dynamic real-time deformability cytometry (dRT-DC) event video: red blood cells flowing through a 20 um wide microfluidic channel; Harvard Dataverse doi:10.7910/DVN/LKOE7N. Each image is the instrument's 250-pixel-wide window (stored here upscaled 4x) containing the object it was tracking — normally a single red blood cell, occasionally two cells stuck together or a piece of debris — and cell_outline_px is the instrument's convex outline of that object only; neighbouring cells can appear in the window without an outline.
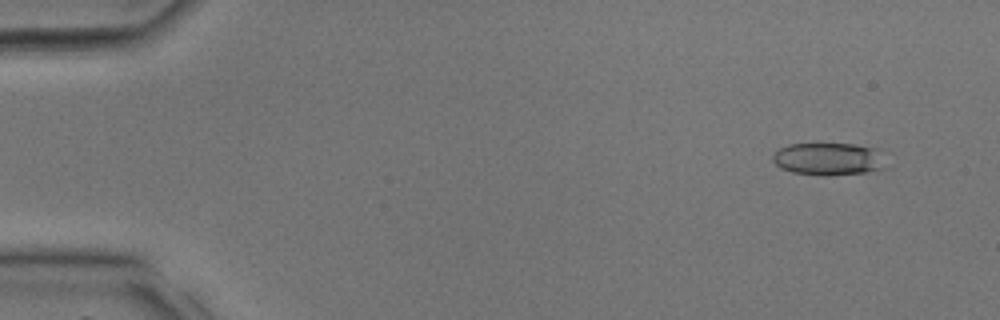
{"species": "common noctule bat (a hibernating species)", "species_latin": "Nyctalus noctula", "temperature_condition": "room temperature", "stored_images_in_passage": 35, "camera_frame_rate_fps": 3000, "um_per_image_px": 0.085, "animal": {"sex": "male", "body_mass_g": 17.9, "forearm_length_mm": 54.2}, "frame": {"image": 1, "passage_image": 3, "time_ms": 0.667, "image_size_px": [1000, 320], "cell_outline_px": [[888, 168], [868, 172], [832, 176], [820, 176], [792, 172], [780, 168], [772, 160], [772, 156], [780, 148], [788, 144], [852, 144], [880, 148]], "centroid_in_image_um": [70.5, 13.53], "position_along_channel_um": 14.5, "area_um2": 22.02}}
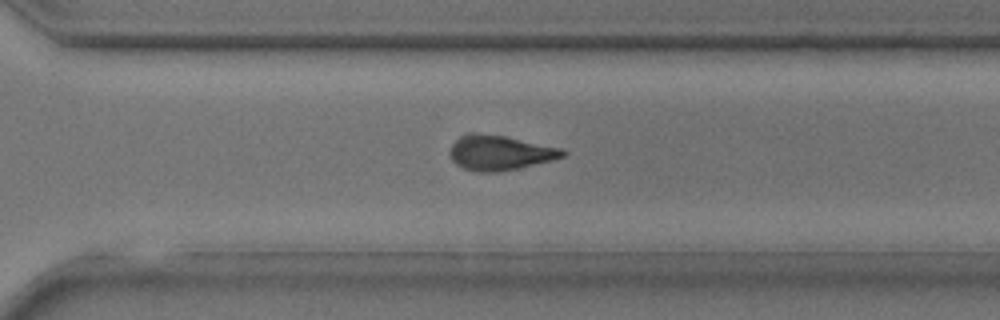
{"frame": {"image": 2, "passage_image": 25, "time_ms": 8.0, "image_size_px": [1000, 320], "cell_outline_px": [[568, 152], [564, 156], [552, 160], [500, 172], [476, 172], [460, 168], [452, 160], [448, 152], [452, 144], [456, 140], [464, 136], [504, 136], [564, 148]], "centroid_in_image_um": [42.53, 13.03], "position_along_channel_um": 328.1, "area_um2": 22.43}}
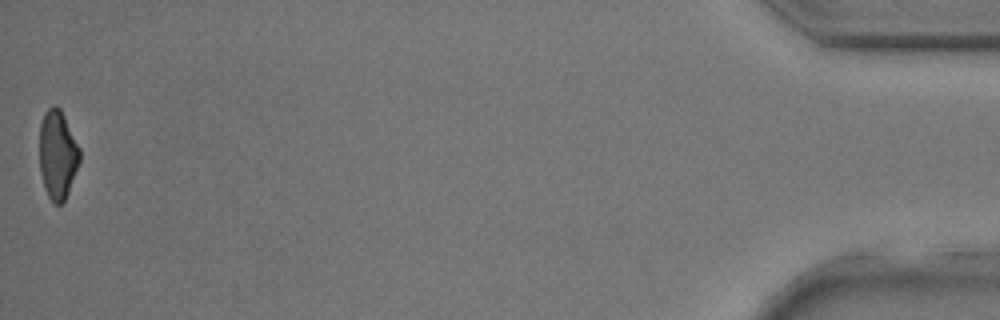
{"frame": {"image": 3, "passage_image": 35, "time_ms": 11.333, "image_size_px": [1000, 320], "cell_outline_px": [[80, 160], [68, 192], [64, 200], [60, 204], [56, 204], [48, 196], [44, 188], [40, 172], [40, 124], [44, 112], [52, 104], [56, 104], [60, 108], [80, 148]], "centroid_in_image_um": [4.89, 13.11], "position_along_channel_um": 430.3, "area_um2": 20.75}}